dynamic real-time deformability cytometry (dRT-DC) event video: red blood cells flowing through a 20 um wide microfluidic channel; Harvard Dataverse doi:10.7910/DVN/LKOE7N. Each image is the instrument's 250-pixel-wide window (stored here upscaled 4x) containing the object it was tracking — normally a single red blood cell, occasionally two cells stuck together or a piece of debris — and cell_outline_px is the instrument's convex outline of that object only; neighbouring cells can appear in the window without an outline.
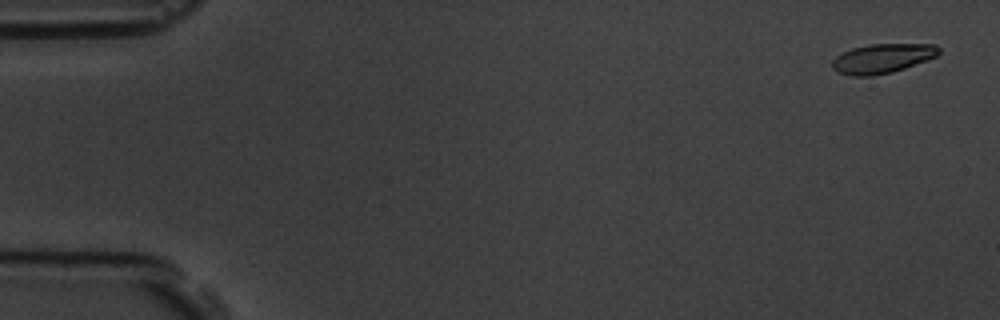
{"species": "common noctule bat (a hibernating species)", "species_latin": "Nyctalus noctula", "temperature_condition": "room temperature", "stored_images_in_passage": 4, "camera_frame_rate_fps": 3000, "um_per_image_px": 0.085, "animal": {"sex": "male", "body_mass_g": 19.5, "forearm_length_mm": 54.6}, "frame": {"image": 1, "passage_image": 1, "time_ms": 0.0, "image_size_px": [1000, 320], "cell_outline_px": [[940, 52], [936, 56], [904, 68], [892, 72], [872, 76], [852, 76], [840, 72], [832, 68], [832, 60], [836, 56], [852, 48], [872, 44], [936, 44], [940, 48]], "centroid_in_image_um": [75.0, 4.96], "position_along_channel_um": 10.0, "area_um2": 18.09}}
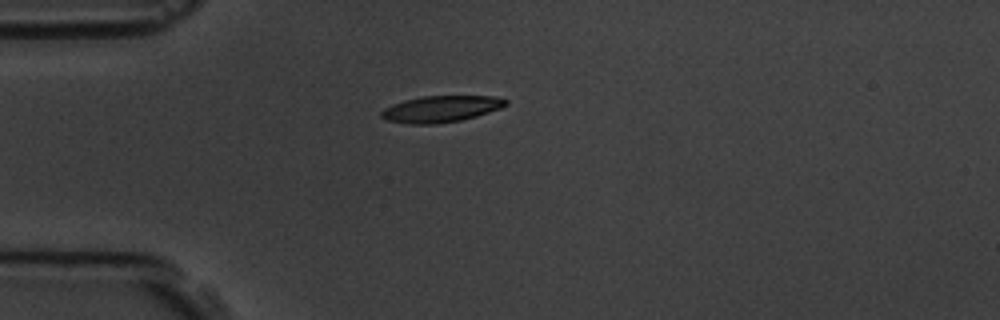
{"frame": {"image": 2, "passage_image": 4, "time_ms": 4.333, "image_size_px": [1000, 320], "cell_outline_px": [[508, 104], [500, 108], [476, 116], [460, 120], [436, 124], [408, 124], [388, 120], [380, 116], [380, 112], [384, 108], [392, 104], [404, 100], [424, 96], [492, 96], [508, 100]], "centroid_in_image_um": [37.46, 9.26], "position_along_channel_um": 47.5, "area_um2": 19.07}}